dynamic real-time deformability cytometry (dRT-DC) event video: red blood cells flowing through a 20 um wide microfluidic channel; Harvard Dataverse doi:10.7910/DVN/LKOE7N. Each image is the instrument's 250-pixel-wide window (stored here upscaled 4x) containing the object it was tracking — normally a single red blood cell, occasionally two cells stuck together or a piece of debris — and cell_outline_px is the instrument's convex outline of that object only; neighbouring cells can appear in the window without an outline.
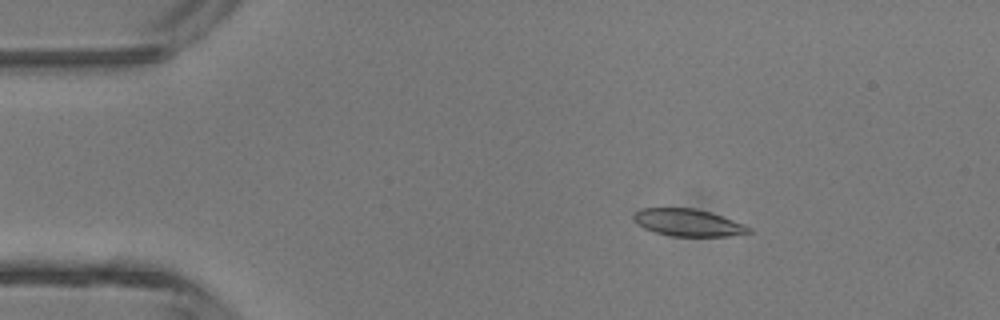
{"species": "common noctule bat (a hibernating species)", "species_latin": "Nyctalus noctula", "temperature_condition": "room temperature", "stored_images_in_passage": 39, "camera_frame_rate_fps": 3000, "um_per_image_px": 0.085, "animal": {"sex": "male", "body_mass_g": 13.3}, "frame": {"image": 1, "passage_image": 1, "time_ms": 0.0, "image_size_px": [1000, 320], "cell_outline_px": [[752, 232], [728, 236], [672, 236], [656, 232], [644, 228], [636, 224], [632, 220], [632, 216], [640, 208], [696, 208], [712, 212], [744, 224], [752, 228]], "centroid_in_image_um": [58.48, 18.91], "position_along_channel_um": 26.5, "area_um2": 18.38}}
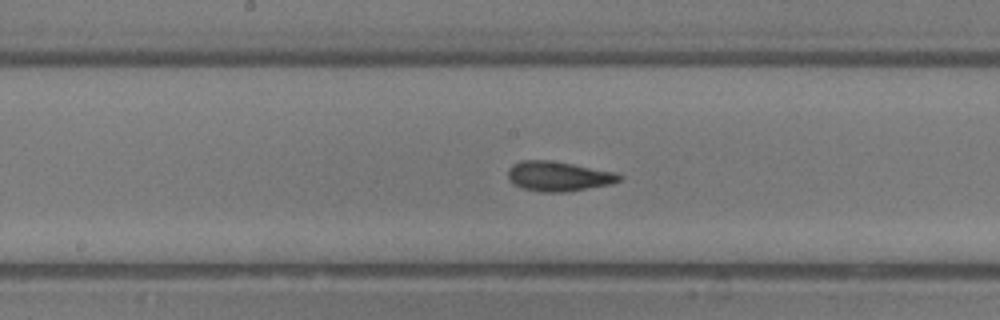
{"frame": {"image": 2, "passage_image": 17, "time_ms": 5.333, "image_size_px": [1000, 320], "cell_outline_px": [[624, 176], [620, 180], [612, 184], [564, 192], [540, 192], [524, 188], [512, 184], [508, 180], [508, 168], [512, 164], [520, 160], [548, 160], [572, 164], [616, 172]], "centroid_in_image_um": [47.45, 14.98], "position_along_channel_um": 200.8, "area_um2": 19.42}}
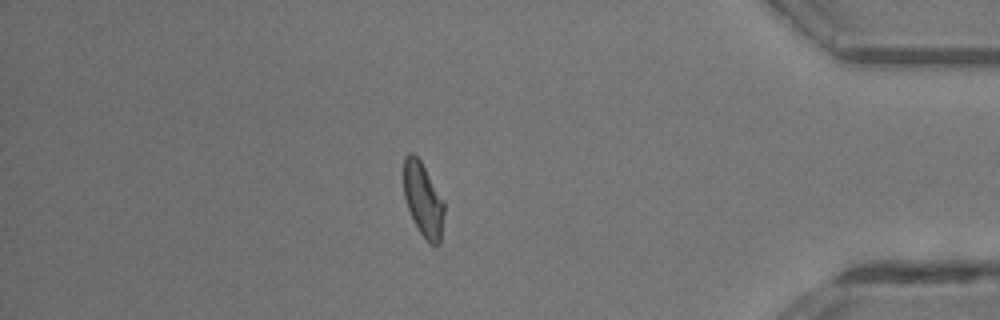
{"frame": {"image": 3, "passage_image": 33, "time_ms": 10.667, "image_size_px": [1000, 320], "cell_outline_px": [[444, 212], [440, 244], [428, 244], [420, 232], [408, 208], [404, 196], [404, 156], [408, 152], [412, 152], [420, 160], [444, 200]], "centroid_in_image_um": [35.97, 16.96], "position_along_channel_um": 399.2, "area_um2": 17.34}, "authors_computed_cell_mechanics": {"area_um2": 18.6116, "velocity_mm_per_s": 4.4681, "shape_relaxation_time_tau1_ms": 3.7968, "shape_relaxation_time_tau2_ms": 1.8792, "deformation_change_tau1": 0.1494, "deformation_change_tau2": 0.0737}}